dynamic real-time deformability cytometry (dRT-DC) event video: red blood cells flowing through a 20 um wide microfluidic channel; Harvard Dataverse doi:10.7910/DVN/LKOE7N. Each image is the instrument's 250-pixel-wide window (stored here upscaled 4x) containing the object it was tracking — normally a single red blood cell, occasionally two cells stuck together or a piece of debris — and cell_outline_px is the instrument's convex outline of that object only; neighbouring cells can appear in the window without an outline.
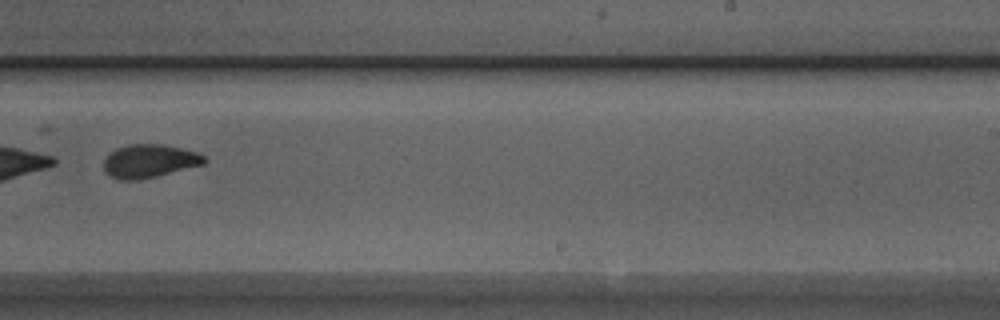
{"species": "Egyptian fruit bat (a non-hibernating species)", "species_latin": "Rousettus aegyptiacus", "temperature_condition": "room temperature", "stored_images_in_passage": 50, "segment_of_instrument_passage": [2, 2], "camera_frame_rate_fps": 3000, "um_per_image_px": 0.085, "animal": {"sex": "male"}, "frame": {"image": 1, "passage_image": 31, "time_ms": 10.0, "image_size_px": [1000, 320], "cell_outline_px": [[208, 160], [204, 164], [156, 176], [136, 180], [120, 180], [108, 176], [104, 172], [104, 160], [116, 148], [128, 144], [164, 144], [196, 152], [204, 156]], "centroid_in_image_um": [12.68, 13.69], "position_along_channel_um": 276.3, "area_um2": 19.48}}
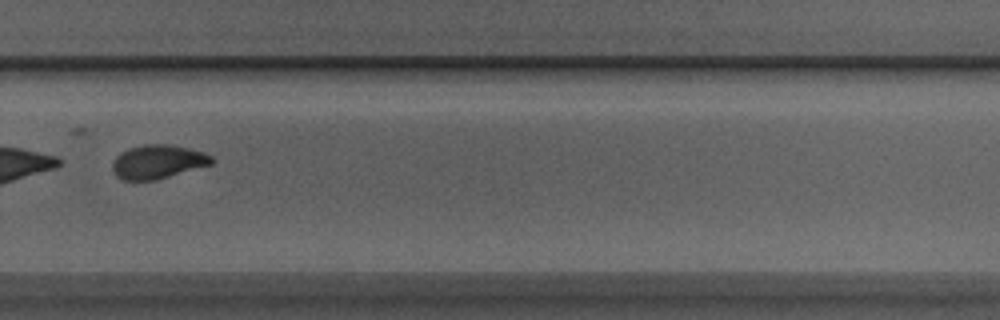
{"frame": {"image": 2, "passage_image": 34, "time_ms": 11.0, "image_size_px": [1000, 320], "cell_outline_px": [[212, 164], [156, 180], [124, 180], [116, 176], [112, 168], [112, 164], [116, 156], [120, 152], [128, 148], [144, 144], [168, 144], [188, 148], [204, 152], [212, 156]], "centroid_in_image_um": [13.39, 13.74], "position_along_channel_um": 316.4, "area_um2": 19.54}}